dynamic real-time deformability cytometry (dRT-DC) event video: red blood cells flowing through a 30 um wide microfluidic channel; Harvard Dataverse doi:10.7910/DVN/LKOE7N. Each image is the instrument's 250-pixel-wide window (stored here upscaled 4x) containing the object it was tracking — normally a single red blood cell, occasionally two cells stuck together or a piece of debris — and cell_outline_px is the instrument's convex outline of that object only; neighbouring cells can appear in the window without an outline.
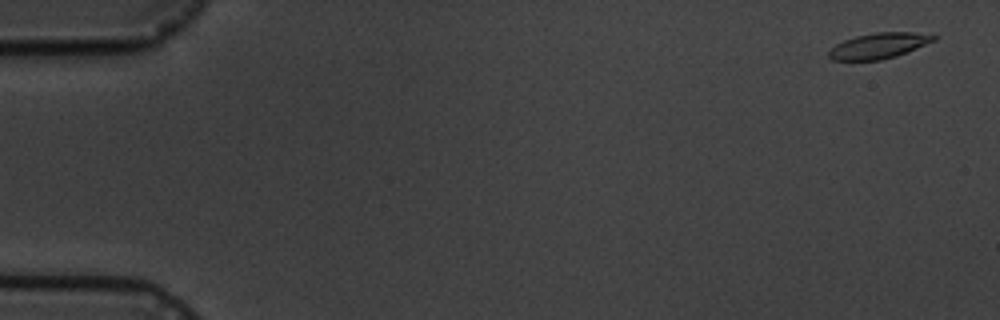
{"species": "common noctule bat (a hibernating species)", "species_latin": "Nyctalus noctula", "temperature_condition": "cold", "stored_images_in_passage": 7, "camera_frame_rate_fps": 3000, "um_per_image_px": 0.085, "animal": {"sex": "male", "body_mass_g": 19.5, "forearm_length_mm": 54.6}, "frame": {"image": 1, "passage_image": 1, "time_ms": 0.0, "image_size_px": [1000, 320], "cell_outline_px": [[940, 36], [936, 40], [896, 56], [880, 60], [832, 60], [828, 56], [828, 52], [836, 44], [844, 40], [856, 36], [876, 32], [912, 32]], "centroid_in_image_um": [74.7, 3.88], "position_along_channel_um": 10.3, "area_um2": 15.55}}
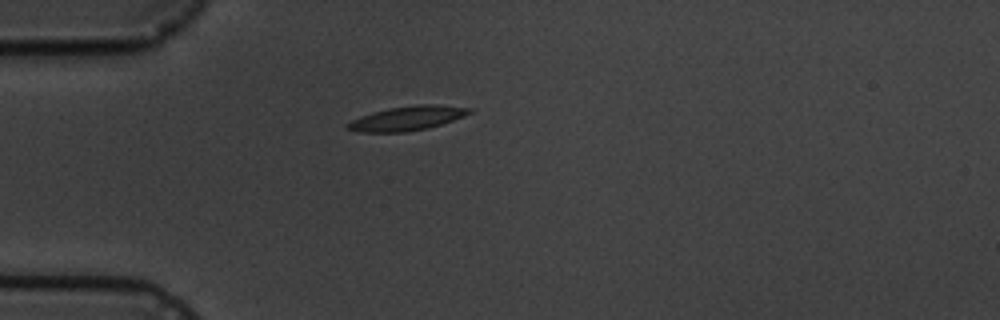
{"frame": {"image": 2, "passage_image": 5, "time_ms": 4.667, "image_size_px": [1000, 320], "cell_outline_px": [[472, 112], [464, 116], [428, 128], [404, 132], [360, 132], [348, 128], [348, 124], [352, 120], [360, 116], [372, 112], [388, 108], [420, 104], [436, 104], [472, 108]], "centroid_in_image_um": [34.64, 10.04], "position_along_channel_um": 50.4, "area_um2": 17.05}}
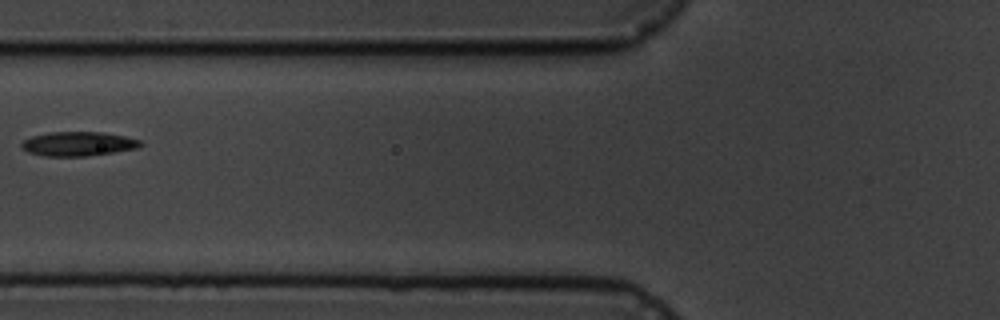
{"frame": {"image": 3, "passage_image": 7, "time_ms": 7.0, "image_size_px": [1000, 320], "cell_outline_px": [[144, 144], [136, 148], [112, 152], [84, 156], [44, 156], [28, 152], [20, 144], [24, 140], [32, 136], [48, 132], [100, 132], [124, 136], [140, 140]], "centroid_in_image_um": [6.63, 12.22], "position_along_channel_um": 119.2, "area_um2": 16.59}}